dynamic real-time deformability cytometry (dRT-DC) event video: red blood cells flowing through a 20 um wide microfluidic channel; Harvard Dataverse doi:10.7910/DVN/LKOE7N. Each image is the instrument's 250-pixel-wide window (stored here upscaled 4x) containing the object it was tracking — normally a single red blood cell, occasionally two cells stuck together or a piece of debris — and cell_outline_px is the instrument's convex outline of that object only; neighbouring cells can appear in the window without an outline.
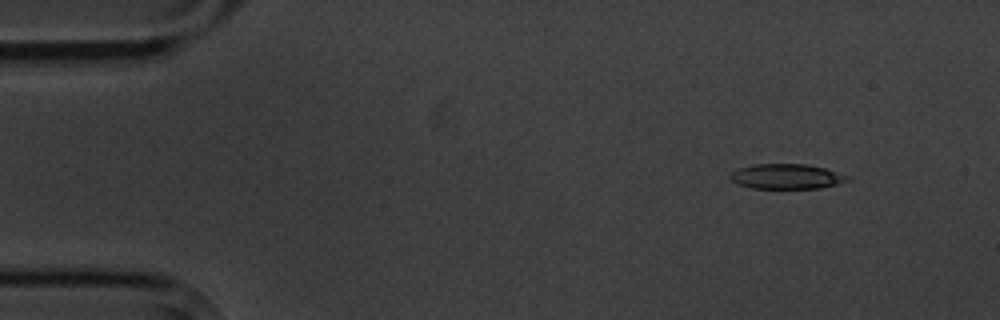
{"species": "common noctule bat (a hibernating species)", "species_latin": "Nyctalus noctula", "temperature_condition": "cold", "stored_images_in_passage": 3, "camera_frame_rate_fps": 3000, "um_per_image_px": 0.085, "animal": {"sex": "male", "body_mass_g": 20.1, "forearm_length_mm": 53.5}, "frame": {"image": 1, "passage_image": 1, "time_ms": 0.0, "image_size_px": [1000, 320], "cell_outline_px": [[852, 180], [820, 188], [752, 188], [740, 184], [732, 180], [728, 176], [732, 172], [740, 168], [752, 164], [808, 164], [824, 168], [848, 176]], "centroid_in_image_um": [66.87, 14.99], "position_along_channel_um": 18.1, "area_um2": 16.94}}